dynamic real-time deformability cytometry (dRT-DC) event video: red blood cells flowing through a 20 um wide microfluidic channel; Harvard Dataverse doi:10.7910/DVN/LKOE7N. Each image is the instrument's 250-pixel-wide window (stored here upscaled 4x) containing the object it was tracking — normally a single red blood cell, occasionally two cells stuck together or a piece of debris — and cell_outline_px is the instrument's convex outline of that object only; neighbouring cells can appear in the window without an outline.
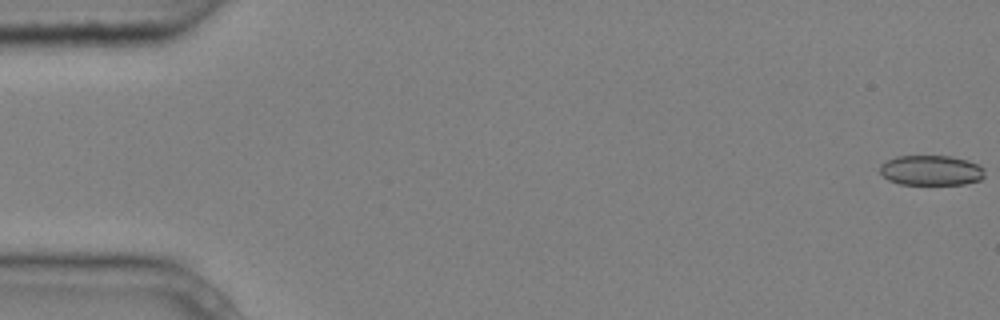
{"species": "common noctule bat (a hibernating species)", "species_latin": "Nyctalus noctula", "temperature_condition": "cold", "stored_images_in_passage": 8, "camera_frame_rate_fps": 3000, "um_per_image_px": 0.085, "animal": {"sex": "male", "body_mass_g": 20.4}, "frame": {"image": 1, "passage_image": 1, "time_ms": 0.0, "image_size_px": [1000, 320], "cell_outline_px": [[984, 176], [980, 180], [964, 184], [900, 184], [888, 180], [880, 172], [880, 164], [896, 156], [948, 156], [968, 160], [984, 168]], "centroid_in_image_um": [79.14, 14.48], "position_along_channel_um": 5.9, "area_um2": 18.32}}
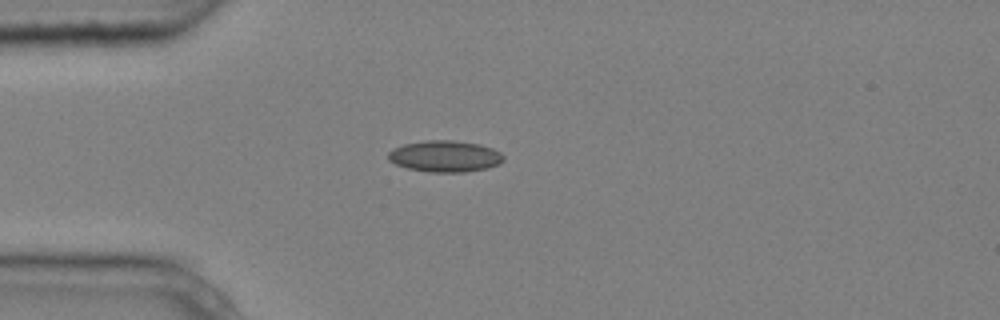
{"frame": {"image": 2, "passage_image": 5, "time_ms": 1.333, "image_size_px": [1000, 320], "cell_outline_px": [[504, 160], [500, 164], [488, 168], [464, 172], [428, 172], [408, 168], [396, 164], [388, 160], [388, 152], [392, 148], [404, 144], [424, 140], [452, 140], [480, 144], [492, 148], [500, 152], [504, 156]], "centroid_in_image_um": [37.83, 13.28], "position_along_channel_um": 47.2, "area_um2": 21.27}}
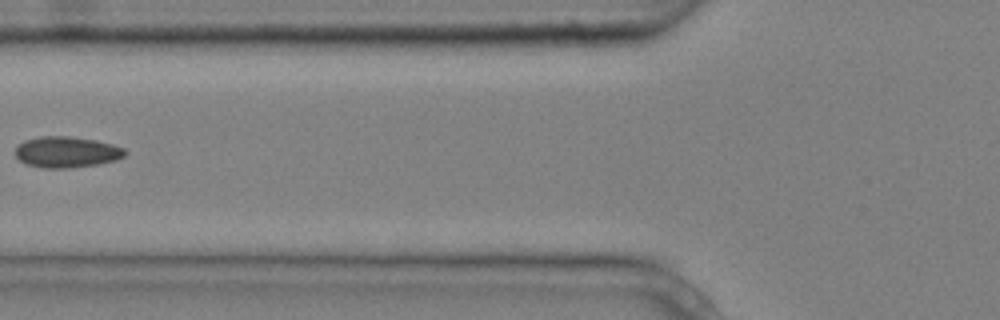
{"frame": {"image": 3, "passage_image": 7, "time_ms": 2.0, "image_size_px": [1000, 320], "cell_outline_px": [[128, 152], [124, 156], [116, 160], [100, 164], [68, 168], [44, 168], [24, 164], [16, 156], [16, 148], [24, 140], [40, 136], [68, 136], [96, 140], [112, 144], [124, 148]], "centroid_in_image_um": [5.68, 12.93], "position_along_channel_um": 120.1, "area_um2": 19.94}}